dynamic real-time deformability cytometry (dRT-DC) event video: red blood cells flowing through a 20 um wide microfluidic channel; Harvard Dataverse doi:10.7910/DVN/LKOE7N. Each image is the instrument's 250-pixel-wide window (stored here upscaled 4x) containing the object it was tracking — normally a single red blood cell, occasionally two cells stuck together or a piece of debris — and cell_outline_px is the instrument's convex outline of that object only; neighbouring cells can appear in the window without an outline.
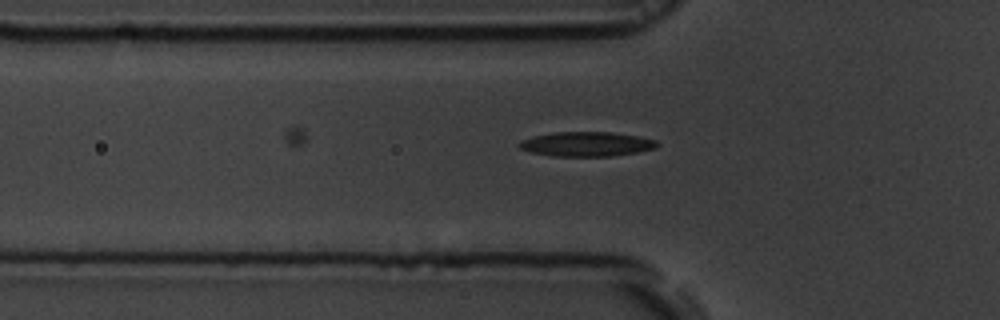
{"species": "common noctule bat (a hibernating species)", "species_latin": "Nyctalus noctula", "temperature_condition": "room temperature", "stored_images_in_passage": 39, "camera_frame_rate_fps": 3000, "um_per_image_px": 0.085, "animal": {"sex": "male", "body_mass_g": 19.5, "forearm_length_mm": 54.6}, "frame": {"image": 1, "passage_image": 3, "time_ms": 0.667, "image_size_px": [1000, 320], "cell_outline_px": [[660, 144], [656, 148], [636, 152], [612, 156], [552, 156], [532, 152], [520, 148], [516, 144], [520, 140], [532, 136], [552, 132], [612, 132], [636, 136], [656, 140]], "centroid_in_image_um": [49.82, 12.24], "position_along_channel_um": 76.0, "area_um2": 19.77}}
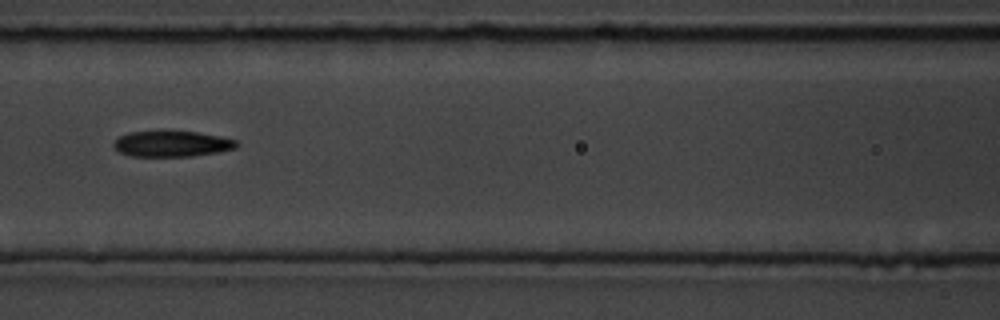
{"frame": {"image": 2, "passage_image": 9, "time_ms": 2.667, "image_size_px": [1000, 320], "cell_outline_px": [[240, 144], [236, 148], [220, 152], [192, 156], [132, 156], [120, 152], [112, 148], [112, 144], [120, 136], [128, 132], [160, 128], [196, 132], [220, 136], [236, 140]], "centroid_in_image_um": [14.58, 12.18], "position_along_channel_um": 152.0, "area_um2": 19.36}}
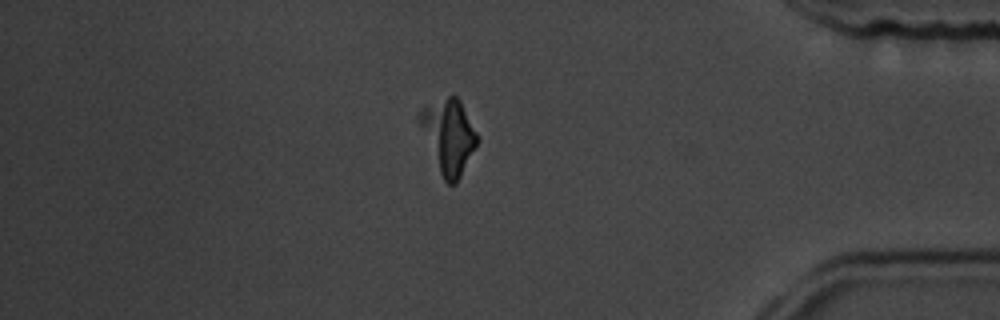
{"frame": {"image": 3, "passage_image": 31, "time_ms": 10.0, "image_size_px": [1000, 320], "cell_outline_px": [[476, 144], [456, 184], [448, 184], [444, 180], [440, 172], [420, 124], [420, 112], [424, 108], [448, 96], [456, 96], [460, 100], [476, 132]], "centroid_in_image_um": [38.15, 11.58], "position_along_channel_um": 397.0, "area_um2": 23.41}, "authors_computed_cell_mechanics": {"area_um2": 19.5364, "velocity_mm_per_s": 3.7628, "shape_relaxation_time_tau1_ms": 4.0337, "shape_relaxation_time_tau2_ms": 5.2653, "deformation_change_tau1": 0.1542, "deformation_change_tau2": 0.165}}